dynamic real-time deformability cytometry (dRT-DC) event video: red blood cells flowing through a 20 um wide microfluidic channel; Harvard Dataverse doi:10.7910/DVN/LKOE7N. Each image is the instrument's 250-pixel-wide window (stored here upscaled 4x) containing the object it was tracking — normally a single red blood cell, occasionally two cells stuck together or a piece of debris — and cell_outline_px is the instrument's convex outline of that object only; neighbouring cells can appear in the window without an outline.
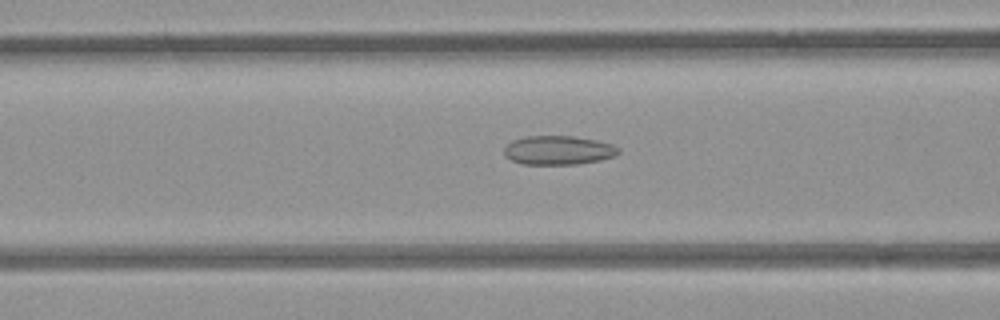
{"species": "common noctule bat (a hibernating species)", "species_latin": "Nyctalus noctula", "temperature_condition": "room temperature", "stored_images_in_passage": 52, "camera_frame_rate_fps": 3000, "um_per_image_px": 0.085, "animal": {"sex": "female", "body_mass_g": 21.9}, "frame": {"image": 1, "passage_image": 21, "time_ms": 6.667, "image_size_px": [1000, 320], "cell_outline_px": [[620, 152], [612, 156], [600, 160], [576, 164], [524, 164], [512, 160], [504, 156], [504, 148], [512, 140], [524, 136], [572, 136], [596, 140], [612, 144], [620, 148]], "centroid_in_image_um": [47.44, 12.76], "position_along_channel_um": 119.2, "area_um2": 19.25}}
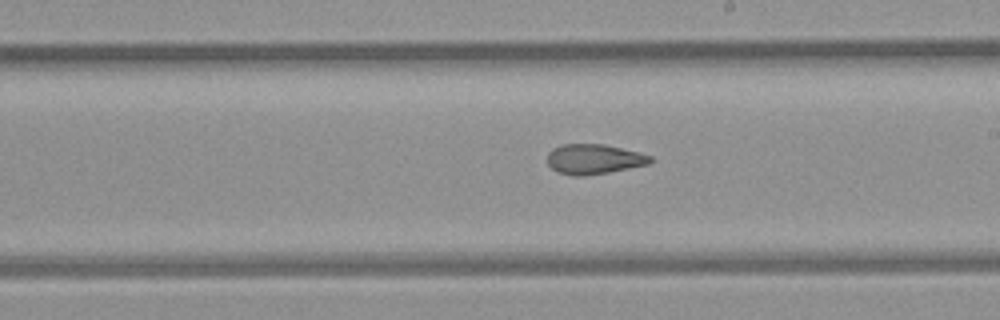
{"frame": {"image": 2, "passage_image": 30, "time_ms": 9.667, "image_size_px": [1000, 320], "cell_outline_px": [[652, 160], [648, 164], [608, 172], [584, 176], [572, 176], [556, 172], [548, 164], [548, 152], [552, 148], [560, 144], [604, 144], [640, 152], [652, 156]], "centroid_in_image_um": [50.45, 13.52], "position_along_channel_um": 238.5, "area_um2": 18.09}}
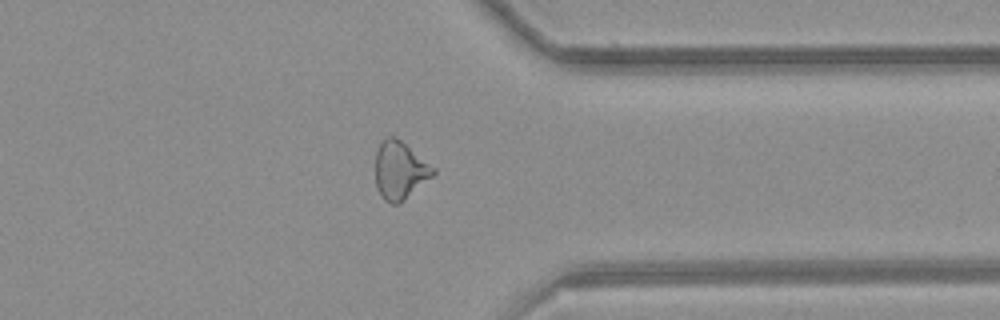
{"frame": {"image": 3, "passage_image": 41, "time_ms": 13.333, "image_size_px": [1000, 320], "cell_outline_px": [[436, 172], [432, 176], [404, 200], [396, 204], [392, 204], [384, 200], [380, 196], [376, 188], [376, 152], [380, 144], [388, 136], [396, 136], [436, 168]], "centroid_in_image_um": [33.99, 14.48], "position_along_channel_um": 377.4, "area_um2": 19.42}, "authors_computed_cell_mechanics": {"area_um2": 20.0566, "velocity_mm_per_s": 3.9675, "shape_relaxation_time_tau1_ms": null, "shape_relaxation_time_tau2_ms": 2.9446, "deformation_change_tau1": null, "deformation_change_tau2": 0.1053}}